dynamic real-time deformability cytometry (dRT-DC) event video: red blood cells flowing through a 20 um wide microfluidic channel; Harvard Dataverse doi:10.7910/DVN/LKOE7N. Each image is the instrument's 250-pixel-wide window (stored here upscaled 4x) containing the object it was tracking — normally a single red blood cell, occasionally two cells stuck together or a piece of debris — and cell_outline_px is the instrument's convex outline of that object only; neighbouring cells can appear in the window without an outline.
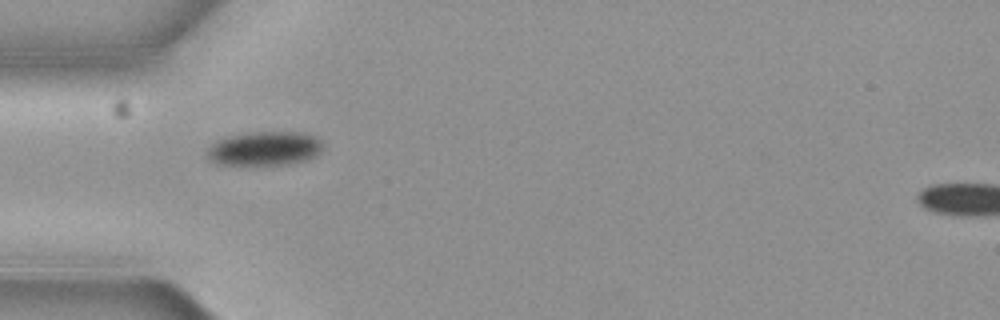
{"species": "common noctule bat (a hibernating species)", "species_latin": "Nyctalus noctula", "temperature_condition": "cold", "stored_images_in_passage": 2, "camera_frame_rate_fps": 3000, "um_per_image_px": 0.085, "animal": {"sex": "female", "body_mass_g": 19.3, "forearm_length_mm": 54.1}, "frame": {"image": 1, "passage_image": 1, "time_ms": 0.0, "image_size_px": [1000, 320], "cell_outline_px": [[324, 144], [320, 152], [316, 156], [308, 160], [288, 164], [220, 164], [212, 160], [208, 156], [208, 148], [216, 140], [228, 136], [244, 132], [304, 132], [316, 136]], "centroid_in_image_um": [22.55, 12.6], "position_along_channel_um": 62.5, "area_um2": 23.06}}
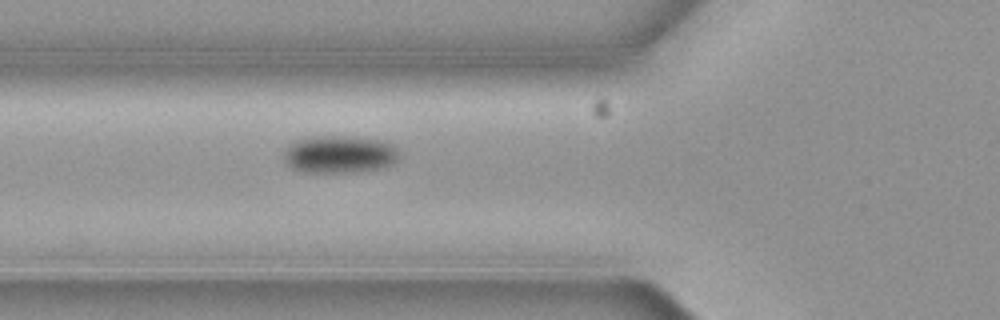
{"frame": {"image": 2, "passage_image": 2, "time_ms": 0.333, "image_size_px": [1000, 320], "cell_outline_px": [[396, 160], [388, 164], [376, 168], [344, 172], [304, 172], [292, 168], [284, 160], [284, 152], [292, 144], [300, 140], [312, 136], [356, 136], [384, 140], [392, 144], [396, 148]], "centroid_in_image_um": [28.83, 13.09], "position_along_channel_um": 97.0, "area_um2": 24.68}}